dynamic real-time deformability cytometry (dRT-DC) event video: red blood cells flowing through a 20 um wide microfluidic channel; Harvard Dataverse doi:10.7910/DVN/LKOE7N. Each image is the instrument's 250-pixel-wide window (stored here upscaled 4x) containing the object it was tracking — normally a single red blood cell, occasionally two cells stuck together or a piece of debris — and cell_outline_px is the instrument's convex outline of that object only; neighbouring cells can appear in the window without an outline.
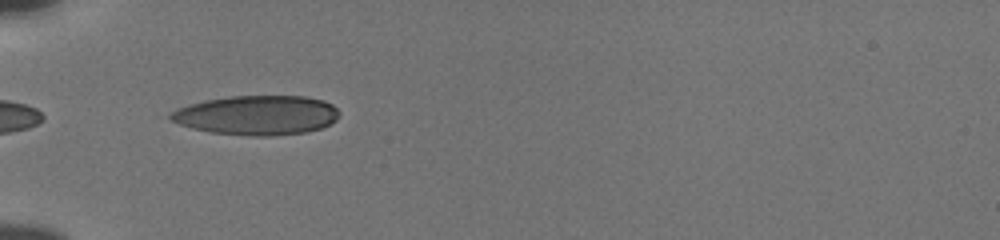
{"species": "human", "species_latin": "Homo sapiens", "temperature_condition": "cold", "stored_images_in_passage": 36, "camera_frame_rate_fps": 3000, "um_per_image_px": 0.085, "donor": {"sex": "male"}, "frame": {"image": 1, "passage_image": 1, "time_ms": 0.0, "image_size_px": [1000, 240], "cell_outline_px": [[340, 116], [336, 120], [320, 128], [308, 132], [268, 136], [252, 136], [212, 132], [192, 128], [180, 124], [172, 120], [168, 116], [172, 112], [188, 104], [204, 100], [232, 96], [304, 96], [324, 100], [332, 104], [340, 112]], "centroid_in_image_um": [21.88, 9.79], "position_along_channel_um": 63.1, "area_um2": 38.73}}
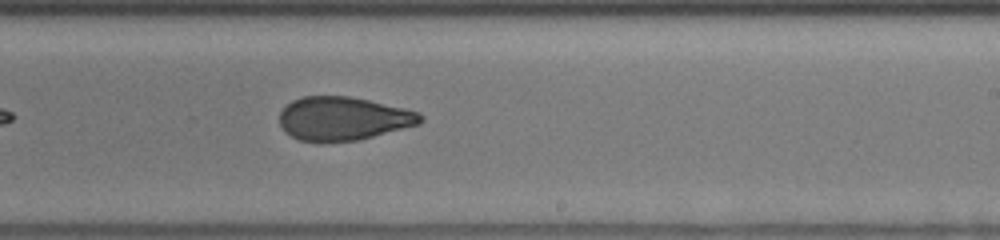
{"frame": {"image": 2, "passage_image": 17, "time_ms": 5.333, "image_size_px": [1000, 240], "cell_outline_px": [[424, 120], [420, 124], [356, 140], [300, 140], [284, 132], [280, 124], [280, 112], [292, 100], [304, 96], [348, 96], [368, 100], [404, 108], [420, 112], [424, 116]], "centroid_in_image_um": [29.19, 10.05], "position_along_channel_um": 259.8, "area_um2": 35.2}}
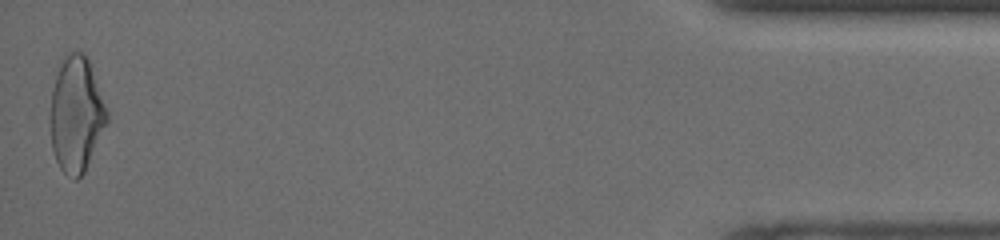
{"frame": {"image": 3, "passage_image": 36, "time_ms": 11.667, "image_size_px": [1000, 240], "cell_outline_px": [[108, 120], [84, 172], [76, 180], [72, 180], [60, 168], [56, 160], [52, 148], [48, 116], [48, 112], [52, 88], [60, 56], [64, 52], [84, 52], [88, 60], [108, 112]], "centroid_in_image_um": [6.42, 9.68], "position_along_channel_um": 428.8, "area_um2": 38.61}, "authors_computed_cell_mechanics": {"area_um2": 36.7897, "velocity_mm_per_s": 3.8569, "shape_relaxation_time_tau1_ms": 5.9511, "shape_relaxation_time_tau2_ms": 1.6048, "deformation_change_tau1": 0.188, "deformation_change_tau2": 0.0796}}